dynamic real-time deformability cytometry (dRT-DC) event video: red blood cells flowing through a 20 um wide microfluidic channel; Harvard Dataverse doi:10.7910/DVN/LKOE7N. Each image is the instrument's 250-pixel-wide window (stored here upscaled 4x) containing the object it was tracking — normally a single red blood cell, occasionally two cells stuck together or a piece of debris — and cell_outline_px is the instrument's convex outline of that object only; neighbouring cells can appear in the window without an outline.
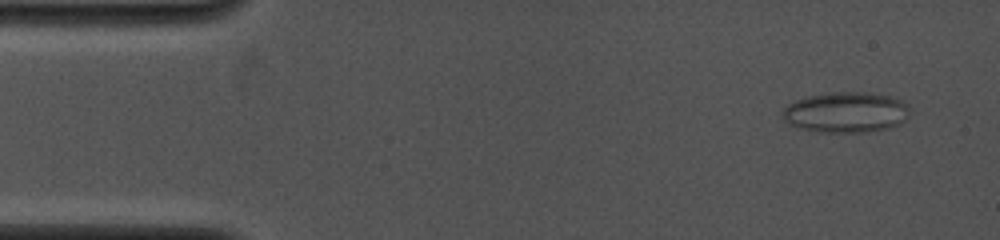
{"species": "common noctule bat (a hibernating species)", "species_latin": "Nyctalus noctula", "temperature_condition": "cold", "stored_images_in_passage": 7, "camera_frame_rate_fps": 4000, "um_per_image_px": 0.085, "animal": {"sex": "female", "body_mass_g": 19.0, "forearm_length_mm": 53.3}, "frame": {"image": 1, "passage_image": 1, "time_ms": 0.0, "image_size_px": [1000, 240], "cell_outline_px": [[912, 108], [908, 116], [900, 124], [888, 128], [868, 132], [816, 132], [800, 128], [788, 124], [784, 120], [780, 112], [788, 104], [796, 100], [808, 96], [836, 92], [868, 92], [888, 96], [904, 100]], "centroid_in_image_um": [71.93, 9.55], "position_along_channel_um": 13.1, "area_um2": 30.46}}
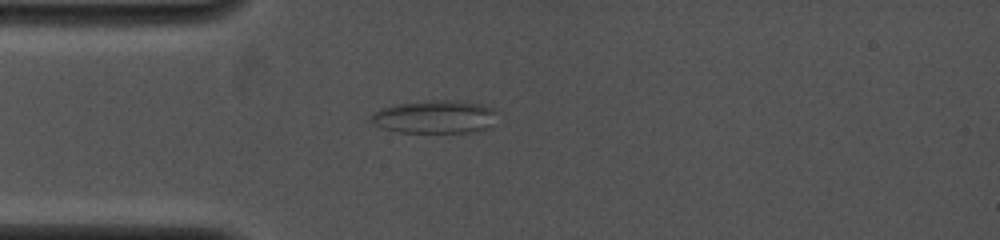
{"frame": {"image": 2, "passage_image": 5, "time_ms": 3.0, "image_size_px": [1000, 240], "cell_outline_px": [[496, 112], [492, 128], [480, 132], [400, 132], [380, 128], [372, 120], [372, 112], [380, 108], [396, 104], [424, 100], [456, 100], [480, 104], [492, 108]], "centroid_in_image_um": [36.99, 9.93], "position_along_channel_um": 48.0, "area_um2": 24.57}}
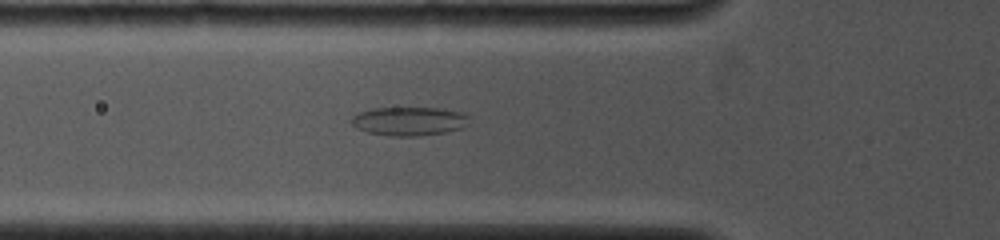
{"frame": {"image": 3, "passage_image": 7, "time_ms": 4.25, "image_size_px": [1000, 240], "cell_outline_px": [[468, 116], [460, 128], [444, 132], [416, 136], [392, 136], [368, 132], [356, 128], [348, 120], [352, 116], [360, 112], [372, 108], [440, 108], [464, 112]], "centroid_in_image_um": [34.69, 10.29], "position_along_channel_um": 91.1, "area_um2": 19.48}}